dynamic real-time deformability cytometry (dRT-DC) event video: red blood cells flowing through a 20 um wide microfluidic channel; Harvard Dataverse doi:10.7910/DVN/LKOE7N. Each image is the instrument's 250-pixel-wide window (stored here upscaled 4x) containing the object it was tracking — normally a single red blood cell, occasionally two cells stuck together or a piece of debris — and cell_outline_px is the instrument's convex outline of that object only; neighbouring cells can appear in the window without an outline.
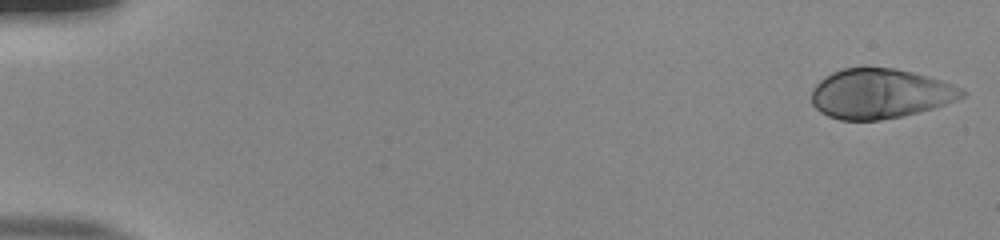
{"species": "human", "species_latin": "Homo sapiens", "temperature_condition": "room temperature", "stored_images_in_passage": 53, "camera_frame_rate_fps": 3000, "um_per_image_px": 0.085, "donor": {"sex": "male"}, "frame": {"image": 1, "passage_image": 1, "time_ms": 0.0, "image_size_px": [1000, 240], "cell_outline_px": [[968, 92], [964, 96], [956, 100], [932, 108], [900, 116], [880, 120], [840, 120], [828, 116], [820, 112], [812, 104], [812, 88], [824, 76], [832, 72], [844, 68], [896, 68], [928, 76], [964, 88]], "centroid_in_image_um": [74.8, 7.96], "position_along_channel_um": 10.2, "area_um2": 43.52}}
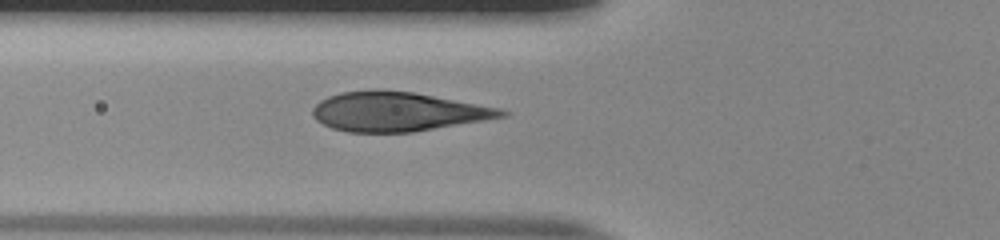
{"frame": {"image": 2, "passage_image": 20, "time_ms": 6.333, "image_size_px": [1000, 240], "cell_outline_px": [[512, 112], [508, 116], [412, 132], [348, 132], [332, 128], [316, 120], [312, 116], [312, 108], [320, 100], [328, 96], [340, 92], [372, 88], [376, 88], [412, 92], [500, 108]], "centroid_in_image_um": [33.77, 9.47], "position_along_channel_um": 92.0, "area_um2": 43.41}}
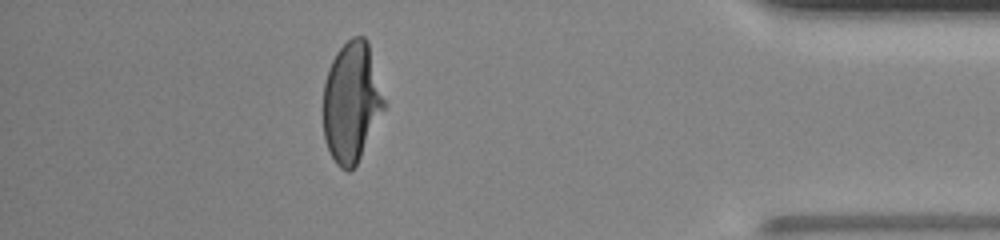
{"frame": {"image": 3, "passage_image": 47, "time_ms": 15.333, "image_size_px": [1000, 240], "cell_outline_px": [[388, 104], [356, 164], [348, 172], [340, 168], [336, 164], [324, 140], [324, 84], [328, 68], [336, 52], [352, 36], [364, 36], [368, 40]], "centroid_in_image_um": [29.92, 8.65], "position_along_channel_um": 405.3, "area_um2": 43.12}}